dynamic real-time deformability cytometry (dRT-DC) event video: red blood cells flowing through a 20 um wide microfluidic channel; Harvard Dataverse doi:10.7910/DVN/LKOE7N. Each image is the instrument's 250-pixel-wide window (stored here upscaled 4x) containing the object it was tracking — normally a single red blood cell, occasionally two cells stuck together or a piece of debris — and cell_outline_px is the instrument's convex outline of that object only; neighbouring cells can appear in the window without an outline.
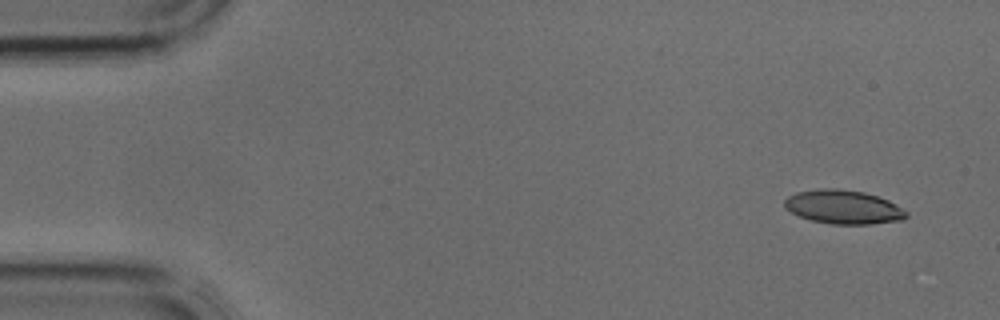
{"species": "common noctule bat (a hibernating species)", "species_latin": "Nyctalus noctula", "temperature_condition": "cold", "stored_images_in_passage": 3, "camera_frame_rate_fps": 3000, "um_per_image_px": 0.085, "animal": {"sex": "male", "body_mass_g": 17.9, "forearm_length_mm": 54.2}, "frame": {"image": 1, "passage_image": 1, "time_ms": 0.0, "image_size_px": [1000, 320], "cell_outline_px": [[908, 216], [904, 220], [872, 224], [832, 224], [812, 220], [800, 216], [784, 208], [784, 200], [788, 196], [796, 192], [816, 188], [836, 188], [864, 192], [888, 200], [896, 204], [908, 212]], "centroid_in_image_um": [71.69, 17.59], "position_along_channel_um": 13.3, "area_um2": 24.16}}
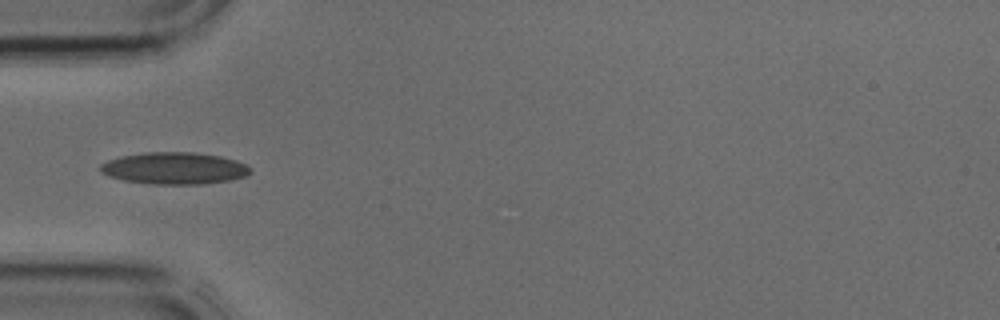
{"frame": {"image": 2, "passage_image": 3, "time_ms": 0.667, "image_size_px": [1000, 320], "cell_outline_px": [[252, 172], [244, 176], [228, 180], [200, 184], [156, 184], [124, 180], [108, 176], [100, 172], [100, 164], [108, 160], [120, 156], [148, 152], [192, 152], [220, 156], [236, 160], [252, 168]], "centroid_in_image_um": [14.8, 14.29], "position_along_channel_um": 70.2, "area_um2": 27.74}}